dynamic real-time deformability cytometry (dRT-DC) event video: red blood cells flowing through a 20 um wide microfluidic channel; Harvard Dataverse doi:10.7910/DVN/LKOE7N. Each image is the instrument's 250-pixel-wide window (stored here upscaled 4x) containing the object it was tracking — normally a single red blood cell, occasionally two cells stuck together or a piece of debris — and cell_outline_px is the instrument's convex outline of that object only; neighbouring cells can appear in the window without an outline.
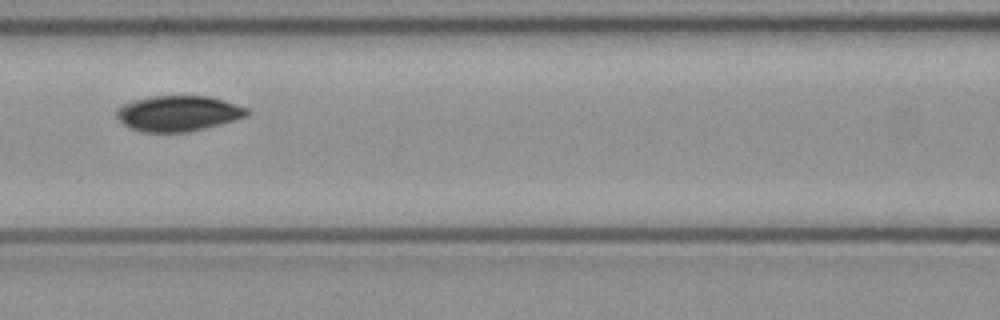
{"species": "common noctule bat (a hibernating species)", "species_latin": "Nyctalus noctula", "temperature_condition": "cold", "stored_images_in_passage": 3, "camera_frame_rate_fps": 3000, "um_per_image_px": 0.085, "animal": {"sex": "female", "body_mass_g": 21.9}, "frame": {"image": 1, "passage_image": 3, "time_ms": 0.667, "image_size_px": [1000, 320], "cell_outline_px": [[252, 112], [248, 116], [220, 124], [188, 132], [140, 132], [128, 128], [116, 116], [116, 108], [132, 100], [148, 96], [208, 96], [224, 100], [248, 108]], "centroid_in_image_um": [15.14, 9.64], "position_along_channel_um": 151.5, "area_um2": 27.28}}